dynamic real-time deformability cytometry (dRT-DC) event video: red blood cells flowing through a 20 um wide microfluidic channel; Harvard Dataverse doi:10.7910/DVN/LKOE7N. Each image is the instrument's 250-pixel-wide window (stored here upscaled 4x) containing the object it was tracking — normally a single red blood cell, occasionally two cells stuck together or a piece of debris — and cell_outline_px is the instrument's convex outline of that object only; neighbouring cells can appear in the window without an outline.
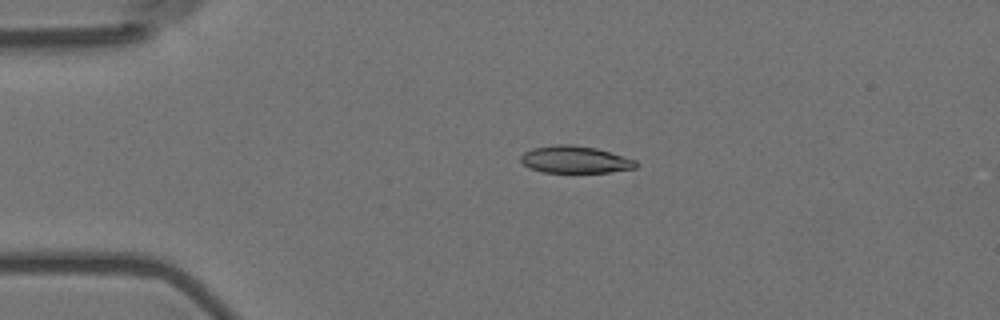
{"species": "Egyptian fruit bat (a non-hibernating species)", "species_latin": "Rousettus aegyptiacus", "temperature_condition": "room temperature", "stored_images_in_passage": 5, "camera_frame_rate_fps": 3000, "um_per_image_px": 0.085, "animal": {"sex": "female"}, "frame": {"image": 1, "passage_image": 4, "time_ms": 1.0, "image_size_px": [1000, 320], "cell_outline_px": [[636, 168], [608, 172], [544, 172], [532, 168], [524, 164], [520, 160], [520, 156], [524, 152], [532, 148], [556, 144], [572, 144], [596, 148], [624, 156], [636, 160]], "centroid_in_image_um": [48.87, 13.55], "position_along_channel_um": 36.1, "area_um2": 18.09}}